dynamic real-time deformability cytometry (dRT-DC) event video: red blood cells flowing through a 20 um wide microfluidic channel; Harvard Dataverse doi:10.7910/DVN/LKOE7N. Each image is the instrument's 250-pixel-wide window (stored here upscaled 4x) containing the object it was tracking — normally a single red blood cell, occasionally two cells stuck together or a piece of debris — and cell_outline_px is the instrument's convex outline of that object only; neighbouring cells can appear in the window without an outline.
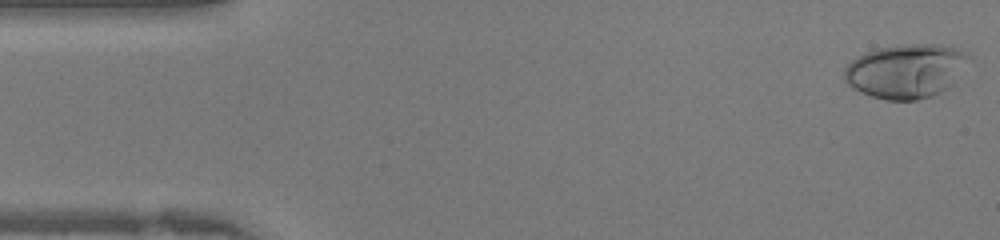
{"species": "human", "species_latin": "Homo sapiens", "temperature_condition": "warm", "stored_images_in_passage": 30, "camera_frame_rate_fps": 3000, "um_per_image_px": 0.085, "donor": {"sex": "female"}, "frame": {"image": 1, "passage_image": 1, "time_ms": 0.0, "image_size_px": [1000, 240], "cell_outline_px": [[972, 56], [952, 84], [948, 88], [932, 96], [916, 100], [884, 100], [860, 92], [852, 88], [844, 80], [844, 68], [856, 56], [864, 52], [876, 48], [900, 44], [940, 44], [956, 48]], "centroid_in_image_um": [76.98, 6.02], "position_along_channel_um": 8.0, "area_um2": 39.54}}
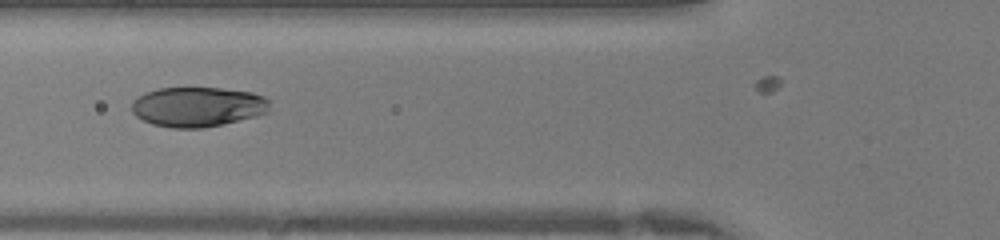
{"frame": {"image": 2, "passage_image": 15, "time_ms": 4.667, "image_size_px": [1000, 240], "cell_outline_px": [[268, 112], [256, 116], [204, 128], [172, 128], [152, 124], [136, 116], [132, 112], [132, 104], [144, 92], [160, 88], [220, 88], [252, 92], [264, 96], [268, 100]], "centroid_in_image_um": [16.8, 9.08], "position_along_channel_um": 109.0, "area_um2": 31.85}}
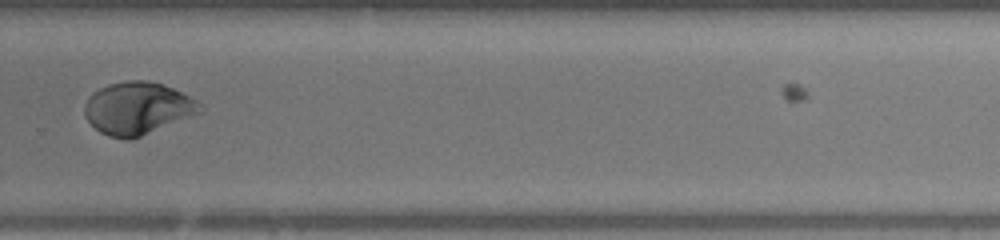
{"frame": {"image": 3, "passage_image": 28, "time_ms": 9.0, "image_size_px": [1000, 240], "cell_outline_px": [[200, 112], [132, 140], [128, 140], [108, 136], [100, 132], [84, 116], [84, 104], [92, 92], [108, 84], [124, 80], [148, 80], [164, 84], [196, 100]], "centroid_in_image_um": [11.62, 9.19], "position_along_channel_um": 318.2, "area_um2": 34.97}}